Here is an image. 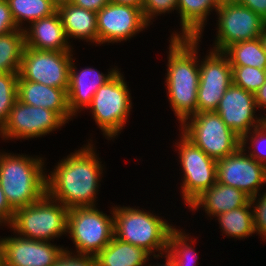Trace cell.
<instances>
[{
    "mask_svg": "<svg viewBox=\"0 0 266 266\" xmlns=\"http://www.w3.org/2000/svg\"><path fill=\"white\" fill-rule=\"evenodd\" d=\"M25 47L35 50L73 52V41L67 39L61 17L56 11L35 20L24 29Z\"/></svg>",
    "mask_w": 266,
    "mask_h": 266,
    "instance_id": "obj_19",
    "label": "cell"
},
{
    "mask_svg": "<svg viewBox=\"0 0 266 266\" xmlns=\"http://www.w3.org/2000/svg\"><path fill=\"white\" fill-rule=\"evenodd\" d=\"M163 257L165 258V261H163L164 263H162V264H160V263L153 264L151 262L150 264L148 263V266H176V264L174 263L172 258L166 252L161 254V258L162 259H163Z\"/></svg>",
    "mask_w": 266,
    "mask_h": 266,
    "instance_id": "obj_42",
    "label": "cell"
},
{
    "mask_svg": "<svg viewBox=\"0 0 266 266\" xmlns=\"http://www.w3.org/2000/svg\"><path fill=\"white\" fill-rule=\"evenodd\" d=\"M69 208L47 194L39 201L17 209L9 231L39 241H52L67 236Z\"/></svg>",
    "mask_w": 266,
    "mask_h": 266,
    "instance_id": "obj_5",
    "label": "cell"
},
{
    "mask_svg": "<svg viewBox=\"0 0 266 266\" xmlns=\"http://www.w3.org/2000/svg\"><path fill=\"white\" fill-rule=\"evenodd\" d=\"M0 246L4 266H53L65 248L48 241L27 239L14 232L11 236H0Z\"/></svg>",
    "mask_w": 266,
    "mask_h": 266,
    "instance_id": "obj_17",
    "label": "cell"
},
{
    "mask_svg": "<svg viewBox=\"0 0 266 266\" xmlns=\"http://www.w3.org/2000/svg\"><path fill=\"white\" fill-rule=\"evenodd\" d=\"M144 0H110L112 3L130 5L142 9Z\"/></svg>",
    "mask_w": 266,
    "mask_h": 266,
    "instance_id": "obj_41",
    "label": "cell"
},
{
    "mask_svg": "<svg viewBox=\"0 0 266 266\" xmlns=\"http://www.w3.org/2000/svg\"><path fill=\"white\" fill-rule=\"evenodd\" d=\"M75 60V57L71 60L67 91L68 108L74 118L91 105L93 96L100 86L106 84L121 70L117 66L107 69L106 74L88 66L78 70Z\"/></svg>",
    "mask_w": 266,
    "mask_h": 266,
    "instance_id": "obj_18",
    "label": "cell"
},
{
    "mask_svg": "<svg viewBox=\"0 0 266 266\" xmlns=\"http://www.w3.org/2000/svg\"><path fill=\"white\" fill-rule=\"evenodd\" d=\"M220 4V0H178L181 30H173L168 38H199L202 41L207 19Z\"/></svg>",
    "mask_w": 266,
    "mask_h": 266,
    "instance_id": "obj_21",
    "label": "cell"
},
{
    "mask_svg": "<svg viewBox=\"0 0 266 266\" xmlns=\"http://www.w3.org/2000/svg\"><path fill=\"white\" fill-rule=\"evenodd\" d=\"M96 207H74L69 210L67 236L75 249L72 253L96 256L114 237L113 205L110 214Z\"/></svg>",
    "mask_w": 266,
    "mask_h": 266,
    "instance_id": "obj_7",
    "label": "cell"
},
{
    "mask_svg": "<svg viewBox=\"0 0 266 266\" xmlns=\"http://www.w3.org/2000/svg\"><path fill=\"white\" fill-rule=\"evenodd\" d=\"M165 86L167 98L180 125L197 113L199 38H170Z\"/></svg>",
    "mask_w": 266,
    "mask_h": 266,
    "instance_id": "obj_2",
    "label": "cell"
},
{
    "mask_svg": "<svg viewBox=\"0 0 266 266\" xmlns=\"http://www.w3.org/2000/svg\"><path fill=\"white\" fill-rule=\"evenodd\" d=\"M24 49V30L0 35V74L20 72Z\"/></svg>",
    "mask_w": 266,
    "mask_h": 266,
    "instance_id": "obj_28",
    "label": "cell"
},
{
    "mask_svg": "<svg viewBox=\"0 0 266 266\" xmlns=\"http://www.w3.org/2000/svg\"><path fill=\"white\" fill-rule=\"evenodd\" d=\"M250 197L243 191L232 186L216 182L213 186L204 191L189 206L190 211L201 210L212 220L216 215L246 205Z\"/></svg>",
    "mask_w": 266,
    "mask_h": 266,
    "instance_id": "obj_22",
    "label": "cell"
},
{
    "mask_svg": "<svg viewBox=\"0 0 266 266\" xmlns=\"http://www.w3.org/2000/svg\"><path fill=\"white\" fill-rule=\"evenodd\" d=\"M67 39L89 42L98 46L97 13L74 6L72 3L57 8ZM95 43V44H94Z\"/></svg>",
    "mask_w": 266,
    "mask_h": 266,
    "instance_id": "obj_23",
    "label": "cell"
},
{
    "mask_svg": "<svg viewBox=\"0 0 266 266\" xmlns=\"http://www.w3.org/2000/svg\"><path fill=\"white\" fill-rule=\"evenodd\" d=\"M67 123L54 111L16 100L8 119L0 128L2 140L35 139L62 129ZM22 139V140H21Z\"/></svg>",
    "mask_w": 266,
    "mask_h": 266,
    "instance_id": "obj_11",
    "label": "cell"
},
{
    "mask_svg": "<svg viewBox=\"0 0 266 266\" xmlns=\"http://www.w3.org/2000/svg\"><path fill=\"white\" fill-rule=\"evenodd\" d=\"M15 211L10 207L0 185V222L7 227L13 220Z\"/></svg>",
    "mask_w": 266,
    "mask_h": 266,
    "instance_id": "obj_37",
    "label": "cell"
},
{
    "mask_svg": "<svg viewBox=\"0 0 266 266\" xmlns=\"http://www.w3.org/2000/svg\"><path fill=\"white\" fill-rule=\"evenodd\" d=\"M147 27L141 8L109 2L97 12L98 46L130 41Z\"/></svg>",
    "mask_w": 266,
    "mask_h": 266,
    "instance_id": "obj_14",
    "label": "cell"
},
{
    "mask_svg": "<svg viewBox=\"0 0 266 266\" xmlns=\"http://www.w3.org/2000/svg\"><path fill=\"white\" fill-rule=\"evenodd\" d=\"M250 198L254 228L257 235L266 241V190Z\"/></svg>",
    "mask_w": 266,
    "mask_h": 266,
    "instance_id": "obj_33",
    "label": "cell"
},
{
    "mask_svg": "<svg viewBox=\"0 0 266 266\" xmlns=\"http://www.w3.org/2000/svg\"><path fill=\"white\" fill-rule=\"evenodd\" d=\"M176 140L178 164L181 166L182 182L180 190L187 207L204 191L217 182V161L209 157L201 148L190 141L182 132Z\"/></svg>",
    "mask_w": 266,
    "mask_h": 266,
    "instance_id": "obj_9",
    "label": "cell"
},
{
    "mask_svg": "<svg viewBox=\"0 0 266 266\" xmlns=\"http://www.w3.org/2000/svg\"><path fill=\"white\" fill-rule=\"evenodd\" d=\"M45 156L0 150V185L10 207L16 211L46 195Z\"/></svg>",
    "mask_w": 266,
    "mask_h": 266,
    "instance_id": "obj_3",
    "label": "cell"
},
{
    "mask_svg": "<svg viewBox=\"0 0 266 266\" xmlns=\"http://www.w3.org/2000/svg\"><path fill=\"white\" fill-rule=\"evenodd\" d=\"M53 266H97L95 256L82 255L64 250Z\"/></svg>",
    "mask_w": 266,
    "mask_h": 266,
    "instance_id": "obj_35",
    "label": "cell"
},
{
    "mask_svg": "<svg viewBox=\"0 0 266 266\" xmlns=\"http://www.w3.org/2000/svg\"><path fill=\"white\" fill-rule=\"evenodd\" d=\"M216 34L211 47L224 51L229 45L257 39L266 26V21L239 2L221 3L216 9Z\"/></svg>",
    "mask_w": 266,
    "mask_h": 266,
    "instance_id": "obj_10",
    "label": "cell"
},
{
    "mask_svg": "<svg viewBox=\"0 0 266 266\" xmlns=\"http://www.w3.org/2000/svg\"><path fill=\"white\" fill-rule=\"evenodd\" d=\"M19 73L0 74V128L8 119L14 102L17 100Z\"/></svg>",
    "mask_w": 266,
    "mask_h": 266,
    "instance_id": "obj_31",
    "label": "cell"
},
{
    "mask_svg": "<svg viewBox=\"0 0 266 266\" xmlns=\"http://www.w3.org/2000/svg\"><path fill=\"white\" fill-rule=\"evenodd\" d=\"M72 0H51V2L58 8L61 5L71 3Z\"/></svg>",
    "mask_w": 266,
    "mask_h": 266,
    "instance_id": "obj_43",
    "label": "cell"
},
{
    "mask_svg": "<svg viewBox=\"0 0 266 266\" xmlns=\"http://www.w3.org/2000/svg\"><path fill=\"white\" fill-rule=\"evenodd\" d=\"M92 141L88 140L80 149L59 160L46 174V194L69 209L98 205L105 164Z\"/></svg>",
    "mask_w": 266,
    "mask_h": 266,
    "instance_id": "obj_1",
    "label": "cell"
},
{
    "mask_svg": "<svg viewBox=\"0 0 266 266\" xmlns=\"http://www.w3.org/2000/svg\"><path fill=\"white\" fill-rule=\"evenodd\" d=\"M178 126L179 132L216 161L233 154L241 146V137L216 112L196 113Z\"/></svg>",
    "mask_w": 266,
    "mask_h": 266,
    "instance_id": "obj_8",
    "label": "cell"
},
{
    "mask_svg": "<svg viewBox=\"0 0 266 266\" xmlns=\"http://www.w3.org/2000/svg\"><path fill=\"white\" fill-rule=\"evenodd\" d=\"M0 266H4V257L1 246H0Z\"/></svg>",
    "mask_w": 266,
    "mask_h": 266,
    "instance_id": "obj_45",
    "label": "cell"
},
{
    "mask_svg": "<svg viewBox=\"0 0 266 266\" xmlns=\"http://www.w3.org/2000/svg\"><path fill=\"white\" fill-rule=\"evenodd\" d=\"M239 3L254 11L266 21V0H240Z\"/></svg>",
    "mask_w": 266,
    "mask_h": 266,
    "instance_id": "obj_39",
    "label": "cell"
},
{
    "mask_svg": "<svg viewBox=\"0 0 266 266\" xmlns=\"http://www.w3.org/2000/svg\"><path fill=\"white\" fill-rule=\"evenodd\" d=\"M110 0H72L74 6L90 10L92 12H99Z\"/></svg>",
    "mask_w": 266,
    "mask_h": 266,
    "instance_id": "obj_38",
    "label": "cell"
},
{
    "mask_svg": "<svg viewBox=\"0 0 266 266\" xmlns=\"http://www.w3.org/2000/svg\"><path fill=\"white\" fill-rule=\"evenodd\" d=\"M223 53L231 66H250L266 70V53L260 37L229 45Z\"/></svg>",
    "mask_w": 266,
    "mask_h": 266,
    "instance_id": "obj_27",
    "label": "cell"
},
{
    "mask_svg": "<svg viewBox=\"0 0 266 266\" xmlns=\"http://www.w3.org/2000/svg\"><path fill=\"white\" fill-rule=\"evenodd\" d=\"M213 218L218 220L219 223L217 224L221 229V235H225L224 237L243 240L256 234L250 201L242 207L216 215Z\"/></svg>",
    "mask_w": 266,
    "mask_h": 266,
    "instance_id": "obj_25",
    "label": "cell"
},
{
    "mask_svg": "<svg viewBox=\"0 0 266 266\" xmlns=\"http://www.w3.org/2000/svg\"><path fill=\"white\" fill-rule=\"evenodd\" d=\"M121 70L100 86L87 108L105 139L115 140L121 134L132 111L131 90ZM126 81V82H125Z\"/></svg>",
    "mask_w": 266,
    "mask_h": 266,
    "instance_id": "obj_6",
    "label": "cell"
},
{
    "mask_svg": "<svg viewBox=\"0 0 266 266\" xmlns=\"http://www.w3.org/2000/svg\"><path fill=\"white\" fill-rule=\"evenodd\" d=\"M140 207L114 205V236L148 253L160 255L166 252L168 235L176 227L151 210ZM158 215V216H157Z\"/></svg>",
    "mask_w": 266,
    "mask_h": 266,
    "instance_id": "obj_4",
    "label": "cell"
},
{
    "mask_svg": "<svg viewBox=\"0 0 266 266\" xmlns=\"http://www.w3.org/2000/svg\"><path fill=\"white\" fill-rule=\"evenodd\" d=\"M260 38H261V42H262L264 51L266 53V26H265L264 30L262 31Z\"/></svg>",
    "mask_w": 266,
    "mask_h": 266,
    "instance_id": "obj_44",
    "label": "cell"
},
{
    "mask_svg": "<svg viewBox=\"0 0 266 266\" xmlns=\"http://www.w3.org/2000/svg\"><path fill=\"white\" fill-rule=\"evenodd\" d=\"M73 55L74 52L35 50L25 47L19 75L24 80L61 88L67 92Z\"/></svg>",
    "mask_w": 266,
    "mask_h": 266,
    "instance_id": "obj_12",
    "label": "cell"
},
{
    "mask_svg": "<svg viewBox=\"0 0 266 266\" xmlns=\"http://www.w3.org/2000/svg\"><path fill=\"white\" fill-rule=\"evenodd\" d=\"M257 110H266V82L254 93ZM260 109V110H259ZM262 109V110H261Z\"/></svg>",
    "mask_w": 266,
    "mask_h": 266,
    "instance_id": "obj_40",
    "label": "cell"
},
{
    "mask_svg": "<svg viewBox=\"0 0 266 266\" xmlns=\"http://www.w3.org/2000/svg\"><path fill=\"white\" fill-rule=\"evenodd\" d=\"M178 0H144L142 12L145 20L153 24L154 18L177 11Z\"/></svg>",
    "mask_w": 266,
    "mask_h": 266,
    "instance_id": "obj_34",
    "label": "cell"
},
{
    "mask_svg": "<svg viewBox=\"0 0 266 266\" xmlns=\"http://www.w3.org/2000/svg\"><path fill=\"white\" fill-rule=\"evenodd\" d=\"M225 124L239 137L253 128L260 126L266 119L265 115L257 114L254 93L244 90L233 83L225 91L215 110Z\"/></svg>",
    "mask_w": 266,
    "mask_h": 266,
    "instance_id": "obj_16",
    "label": "cell"
},
{
    "mask_svg": "<svg viewBox=\"0 0 266 266\" xmlns=\"http://www.w3.org/2000/svg\"><path fill=\"white\" fill-rule=\"evenodd\" d=\"M233 84L255 93L266 82V70L250 66H231Z\"/></svg>",
    "mask_w": 266,
    "mask_h": 266,
    "instance_id": "obj_32",
    "label": "cell"
},
{
    "mask_svg": "<svg viewBox=\"0 0 266 266\" xmlns=\"http://www.w3.org/2000/svg\"><path fill=\"white\" fill-rule=\"evenodd\" d=\"M208 51L204 58L199 54L197 113L215 112L225 91L233 83L232 67L227 56L222 51L210 48Z\"/></svg>",
    "mask_w": 266,
    "mask_h": 266,
    "instance_id": "obj_13",
    "label": "cell"
},
{
    "mask_svg": "<svg viewBox=\"0 0 266 266\" xmlns=\"http://www.w3.org/2000/svg\"><path fill=\"white\" fill-rule=\"evenodd\" d=\"M217 182L238 188L251 198L266 187V168L240 147L217 160Z\"/></svg>",
    "mask_w": 266,
    "mask_h": 266,
    "instance_id": "obj_15",
    "label": "cell"
},
{
    "mask_svg": "<svg viewBox=\"0 0 266 266\" xmlns=\"http://www.w3.org/2000/svg\"><path fill=\"white\" fill-rule=\"evenodd\" d=\"M97 266H148L149 260L160 259L142 247L117 239L115 236L96 256Z\"/></svg>",
    "mask_w": 266,
    "mask_h": 266,
    "instance_id": "obj_24",
    "label": "cell"
},
{
    "mask_svg": "<svg viewBox=\"0 0 266 266\" xmlns=\"http://www.w3.org/2000/svg\"><path fill=\"white\" fill-rule=\"evenodd\" d=\"M177 226L168 235L166 253L172 258L176 266H196L198 254L194 248L197 237L191 238V233Z\"/></svg>",
    "mask_w": 266,
    "mask_h": 266,
    "instance_id": "obj_29",
    "label": "cell"
},
{
    "mask_svg": "<svg viewBox=\"0 0 266 266\" xmlns=\"http://www.w3.org/2000/svg\"><path fill=\"white\" fill-rule=\"evenodd\" d=\"M240 0H220L221 3L225 2H239Z\"/></svg>",
    "mask_w": 266,
    "mask_h": 266,
    "instance_id": "obj_46",
    "label": "cell"
},
{
    "mask_svg": "<svg viewBox=\"0 0 266 266\" xmlns=\"http://www.w3.org/2000/svg\"><path fill=\"white\" fill-rule=\"evenodd\" d=\"M14 30H21L17 27L11 15L7 0H0V35Z\"/></svg>",
    "mask_w": 266,
    "mask_h": 266,
    "instance_id": "obj_36",
    "label": "cell"
},
{
    "mask_svg": "<svg viewBox=\"0 0 266 266\" xmlns=\"http://www.w3.org/2000/svg\"><path fill=\"white\" fill-rule=\"evenodd\" d=\"M240 145L249 156L266 168V120L243 135Z\"/></svg>",
    "mask_w": 266,
    "mask_h": 266,
    "instance_id": "obj_30",
    "label": "cell"
},
{
    "mask_svg": "<svg viewBox=\"0 0 266 266\" xmlns=\"http://www.w3.org/2000/svg\"><path fill=\"white\" fill-rule=\"evenodd\" d=\"M7 2L13 20L21 30L35 20L50 16L57 11L51 0H7Z\"/></svg>",
    "mask_w": 266,
    "mask_h": 266,
    "instance_id": "obj_26",
    "label": "cell"
},
{
    "mask_svg": "<svg viewBox=\"0 0 266 266\" xmlns=\"http://www.w3.org/2000/svg\"><path fill=\"white\" fill-rule=\"evenodd\" d=\"M17 99L23 104L43 107L56 112L66 123L73 120L64 89L24 80L18 76Z\"/></svg>",
    "mask_w": 266,
    "mask_h": 266,
    "instance_id": "obj_20",
    "label": "cell"
}]
</instances>
